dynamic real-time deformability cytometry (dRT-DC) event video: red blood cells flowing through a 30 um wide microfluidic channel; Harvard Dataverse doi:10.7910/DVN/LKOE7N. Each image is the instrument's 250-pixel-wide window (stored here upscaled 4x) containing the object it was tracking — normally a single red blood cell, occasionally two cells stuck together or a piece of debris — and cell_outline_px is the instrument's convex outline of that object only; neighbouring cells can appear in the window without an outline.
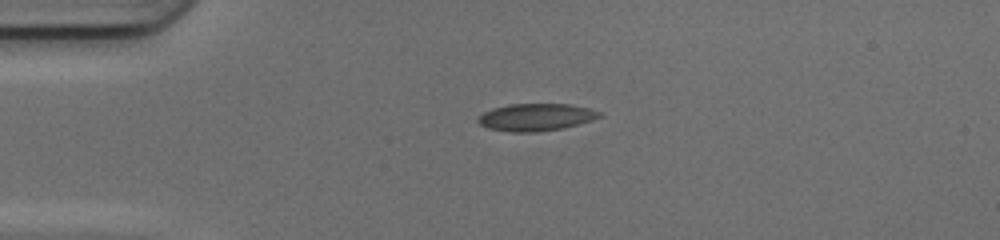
{"species": "common noctule bat (a hibernating species)", "species_latin": "Nyctalus noctula", "temperature_condition": "cold", "stored_images_in_passage": 38, "camera_frame_rate_fps": 3000, "um_per_image_px": 0.085, "animal": {"sex": "female", "body_mass_g": 17.0, "forearm_length_mm": 48.0}, "frame": {"image": 1, "passage_image": 1, "time_ms": 0.0, "image_size_px": [1000, 240], "cell_outline_px": [[604, 116], [592, 120], [564, 128], [536, 132], [512, 132], [488, 128], [480, 124], [476, 120], [484, 112], [492, 108], [508, 104], [568, 104], [588, 108], [604, 112]], "centroid_in_image_um": [45.59, 9.96], "position_along_channel_um": 39.4, "area_um2": 19.42}}
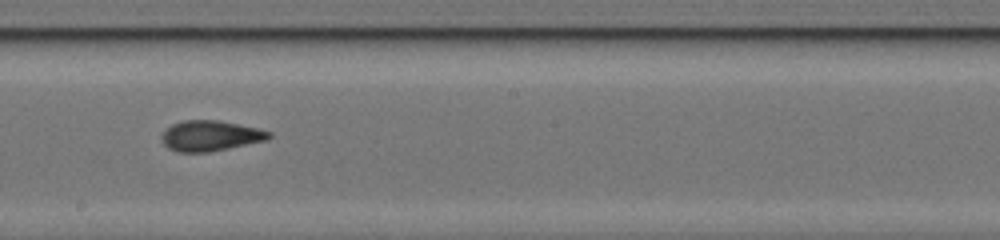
{"frame": {"image": 2, "passage_image": 17, "time_ms": 5.333, "image_size_px": [1000, 240], "cell_outline_px": [[272, 136], [268, 140], [208, 152], [176, 152], [168, 148], [160, 140], [160, 136], [172, 124], [184, 120], [216, 120], [256, 128], [272, 132]], "centroid_in_image_um": [17.86, 11.55], "position_along_channel_um": 230.3, "area_um2": 18.96}}
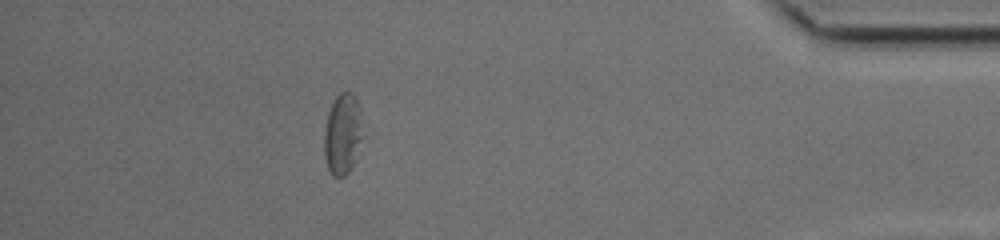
{"frame": {"image": 3, "passage_image": 33, "time_ms": 10.667, "image_size_px": [1000, 240], "cell_outline_px": [[364, 136], [352, 164], [348, 172], [344, 176], [332, 176], [328, 168], [324, 156], [324, 132], [328, 112], [336, 96], [340, 92], [352, 92], [356, 96], [360, 108]], "centroid_in_image_um": [29.14, 11.36], "position_along_channel_um": 406.1, "area_um2": 18.38}, "authors_computed_cell_mechanics": {"area_um2": 18.9584, "velocity_mm_per_s": 4.1981, "shape_relaxation_time_tau1_ms": 7.6925, "shape_relaxation_time_tau2_ms": 1.7158, "deformation_change_tau1": 0.1707, "deformation_change_tau2": 0.0898}}